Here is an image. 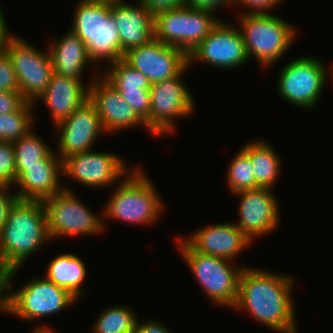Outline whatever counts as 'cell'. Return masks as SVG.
I'll list each match as a JSON object with an SVG mask.
<instances>
[{
  "label": "cell",
  "instance_id": "6da1fadb",
  "mask_svg": "<svg viewBox=\"0 0 333 333\" xmlns=\"http://www.w3.org/2000/svg\"><path fill=\"white\" fill-rule=\"evenodd\" d=\"M294 278L261 268L245 266L239 277L235 310L248 311L274 332L297 333L292 298Z\"/></svg>",
  "mask_w": 333,
  "mask_h": 333
},
{
  "label": "cell",
  "instance_id": "7a4b0ae2",
  "mask_svg": "<svg viewBox=\"0 0 333 333\" xmlns=\"http://www.w3.org/2000/svg\"><path fill=\"white\" fill-rule=\"evenodd\" d=\"M42 201L18 200L0 232V277L22 267L42 245L50 241Z\"/></svg>",
  "mask_w": 333,
  "mask_h": 333
},
{
  "label": "cell",
  "instance_id": "3957f363",
  "mask_svg": "<svg viewBox=\"0 0 333 333\" xmlns=\"http://www.w3.org/2000/svg\"><path fill=\"white\" fill-rule=\"evenodd\" d=\"M18 270L19 268L11 270L0 277V311L3 313L31 322L60 313L78 301L70 292L58 287L45 276L32 278L20 289L11 291L14 281L12 278L14 279Z\"/></svg>",
  "mask_w": 333,
  "mask_h": 333
},
{
  "label": "cell",
  "instance_id": "277c9868",
  "mask_svg": "<svg viewBox=\"0 0 333 333\" xmlns=\"http://www.w3.org/2000/svg\"><path fill=\"white\" fill-rule=\"evenodd\" d=\"M70 30L85 44L93 65L123 59L120 35L112 15V1L80 0Z\"/></svg>",
  "mask_w": 333,
  "mask_h": 333
},
{
  "label": "cell",
  "instance_id": "5b68a950",
  "mask_svg": "<svg viewBox=\"0 0 333 333\" xmlns=\"http://www.w3.org/2000/svg\"><path fill=\"white\" fill-rule=\"evenodd\" d=\"M143 169L134 167L116 185L103 208L104 219L124 221L129 224L152 225L163 213L164 202L155 184Z\"/></svg>",
  "mask_w": 333,
  "mask_h": 333
},
{
  "label": "cell",
  "instance_id": "8992f818",
  "mask_svg": "<svg viewBox=\"0 0 333 333\" xmlns=\"http://www.w3.org/2000/svg\"><path fill=\"white\" fill-rule=\"evenodd\" d=\"M176 238L178 251L205 296L217 306L234 307L238 297L239 277L244 267L231 265L232 261L228 259L202 254L183 237Z\"/></svg>",
  "mask_w": 333,
  "mask_h": 333
},
{
  "label": "cell",
  "instance_id": "52a82bcc",
  "mask_svg": "<svg viewBox=\"0 0 333 333\" xmlns=\"http://www.w3.org/2000/svg\"><path fill=\"white\" fill-rule=\"evenodd\" d=\"M238 20L248 59L255 57L262 67L281 59L297 36L296 27L272 13L239 15Z\"/></svg>",
  "mask_w": 333,
  "mask_h": 333
},
{
  "label": "cell",
  "instance_id": "ba28073f",
  "mask_svg": "<svg viewBox=\"0 0 333 333\" xmlns=\"http://www.w3.org/2000/svg\"><path fill=\"white\" fill-rule=\"evenodd\" d=\"M63 186L55 195L42 202L46 211L48 234L50 239L98 235L105 229L104 218L93 213L76 194Z\"/></svg>",
  "mask_w": 333,
  "mask_h": 333
},
{
  "label": "cell",
  "instance_id": "9c48e42d",
  "mask_svg": "<svg viewBox=\"0 0 333 333\" xmlns=\"http://www.w3.org/2000/svg\"><path fill=\"white\" fill-rule=\"evenodd\" d=\"M214 14L186 6L160 12L154 16V39L189 55L219 22Z\"/></svg>",
  "mask_w": 333,
  "mask_h": 333
},
{
  "label": "cell",
  "instance_id": "30bf717a",
  "mask_svg": "<svg viewBox=\"0 0 333 333\" xmlns=\"http://www.w3.org/2000/svg\"><path fill=\"white\" fill-rule=\"evenodd\" d=\"M325 67L321 59L309 55L288 62L279 71L276 87L279 96L300 109H315L328 81Z\"/></svg>",
  "mask_w": 333,
  "mask_h": 333
},
{
  "label": "cell",
  "instance_id": "8fae6325",
  "mask_svg": "<svg viewBox=\"0 0 333 333\" xmlns=\"http://www.w3.org/2000/svg\"><path fill=\"white\" fill-rule=\"evenodd\" d=\"M191 66H187L178 76L154 83L150 88V134L158 137L175 132V120L191 116L195 101L182 76Z\"/></svg>",
  "mask_w": 333,
  "mask_h": 333
},
{
  "label": "cell",
  "instance_id": "7c38bea8",
  "mask_svg": "<svg viewBox=\"0 0 333 333\" xmlns=\"http://www.w3.org/2000/svg\"><path fill=\"white\" fill-rule=\"evenodd\" d=\"M14 34L7 45L6 54L15 70V76L22 97L35 102L45 91L54 74L48 48L40 51L30 42Z\"/></svg>",
  "mask_w": 333,
  "mask_h": 333
},
{
  "label": "cell",
  "instance_id": "4fadbf2b",
  "mask_svg": "<svg viewBox=\"0 0 333 333\" xmlns=\"http://www.w3.org/2000/svg\"><path fill=\"white\" fill-rule=\"evenodd\" d=\"M223 22L219 20L207 37L188 55L189 66L199 61L229 70L249 61L240 29Z\"/></svg>",
  "mask_w": 333,
  "mask_h": 333
},
{
  "label": "cell",
  "instance_id": "5bb4252c",
  "mask_svg": "<svg viewBox=\"0 0 333 333\" xmlns=\"http://www.w3.org/2000/svg\"><path fill=\"white\" fill-rule=\"evenodd\" d=\"M121 158L114 153L95 150L73 154L62 161V176H68L87 187H110L132 170L126 167Z\"/></svg>",
  "mask_w": 333,
  "mask_h": 333
},
{
  "label": "cell",
  "instance_id": "9a60e30c",
  "mask_svg": "<svg viewBox=\"0 0 333 333\" xmlns=\"http://www.w3.org/2000/svg\"><path fill=\"white\" fill-rule=\"evenodd\" d=\"M123 60L145 75L151 84L178 76L188 66V55L156 39L124 53Z\"/></svg>",
  "mask_w": 333,
  "mask_h": 333
},
{
  "label": "cell",
  "instance_id": "2e32d148",
  "mask_svg": "<svg viewBox=\"0 0 333 333\" xmlns=\"http://www.w3.org/2000/svg\"><path fill=\"white\" fill-rule=\"evenodd\" d=\"M54 127L57 133L60 131L58 150L55 152L62 161L73 154L93 150L97 138L105 133L97 109L90 100Z\"/></svg>",
  "mask_w": 333,
  "mask_h": 333
},
{
  "label": "cell",
  "instance_id": "e0dca14e",
  "mask_svg": "<svg viewBox=\"0 0 333 333\" xmlns=\"http://www.w3.org/2000/svg\"><path fill=\"white\" fill-rule=\"evenodd\" d=\"M270 188H257L234 193L239 196V219L235 223L251 241L268 235L279 224V203Z\"/></svg>",
  "mask_w": 333,
  "mask_h": 333
},
{
  "label": "cell",
  "instance_id": "ac0fdd59",
  "mask_svg": "<svg viewBox=\"0 0 333 333\" xmlns=\"http://www.w3.org/2000/svg\"><path fill=\"white\" fill-rule=\"evenodd\" d=\"M89 82V100L97 109L105 134L116 131L118 133L138 126L148 131L146 123L102 75L99 77L96 74Z\"/></svg>",
  "mask_w": 333,
  "mask_h": 333
},
{
  "label": "cell",
  "instance_id": "d6986e66",
  "mask_svg": "<svg viewBox=\"0 0 333 333\" xmlns=\"http://www.w3.org/2000/svg\"><path fill=\"white\" fill-rule=\"evenodd\" d=\"M60 175L62 159L53 151L41 164L25 165L16 176L14 186L19 191L15 193L19 200L43 201L63 189Z\"/></svg>",
  "mask_w": 333,
  "mask_h": 333
},
{
  "label": "cell",
  "instance_id": "ffe728a7",
  "mask_svg": "<svg viewBox=\"0 0 333 333\" xmlns=\"http://www.w3.org/2000/svg\"><path fill=\"white\" fill-rule=\"evenodd\" d=\"M198 228L184 238L196 251L233 261L252 242L234 223H216Z\"/></svg>",
  "mask_w": 333,
  "mask_h": 333
},
{
  "label": "cell",
  "instance_id": "44dd1931",
  "mask_svg": "<svg viewBox=\"0 0 333 333\" xmlns=\"http://www.w3.org/2000/svg\"><path fill=\"white\" fill-rule=\"evenodd\" d=\"M112 15L123 54L154 39V16L139 0L134 6L124 1H112Z\"/></svg>",
  "mask_w": 333,
  "mask_h": 333
},
{
  "label": "cell",
  "instance_id": "7402d4cb",
  "mask_svg": "<svg viewBox=\"0 0 333 333\" xmlns=\"http://www.w3.org/2000/svg\"><path fill=\"white\" fill-rule=\"evenodd\" d=\"M89 85L90 83L85 86L83 79H73L54 73L47 88L34 104L42 100L49 108L51 120L55 125L89 100Z\"/></svg>",
  "mask_w": 333,
  "mask_h": 333
},
{
  "label": "cell",
  "instance_id": "603a6c76",
  "mask_svg": "<svg viewBox=\"0 0 333 333\" xmlns=\"http://www.w3.org/2000/svg\"><path fill=\"white\" fill-rule=\"evenodd\" d=\"M50 41L48 52L54 73L73 79H82L85 68L90 61L83 41L71 30L66 35Z\"/></svg>",
  "mask_w": 333,
  "mask_h": 333
},
{
  "label": "cell",
  "instance_id": "cb8c5ba5",
  "mask_svg": "<svg viewBox=\"0 0 333 333\" xmlns=\"http://www.w3.org/2000/svg\"><path fill=\"white\" fill-rule=\"evenodd\" d=\"M45 277L58 287L66 289L77 299L83 294L87 275L85 263L73 253L60 254L53 258L46 269Z\"/></svg>",
  "mask_w": 333,
  "mask_h": 333
},
{
  "label": "cell",
  "instance_id": "d4e9b609",
  "mask_svg": "<svg viewBox=\"0 0 333 333\" xmlns=\"http://www.w3.org/2000/svg\"><path fill=\"white\" fill-rule=\"evenodd\" d=\"M272 147L263 139H254L241 148L250 157L255 182L260 188L273 189L280 174L281 158Z\"/></svg>",
  "mask_w": 333,
  "mask_h": 333
},
{
  "label": "cell",
  "instance_id": "484cf974",
  "mask_svg": "<svg viewBox=\"0 0 333 333\" xmlns=\"http://www.w3.org/2000/svg\"><path fill=\"white\" fill-rule=\"evenodd\" d=\"M108 66L102 77L120 93L150 92L149 79L123 59Z\"/></svg>",
  "mask_w": 333,
  "mask_h": 333
},
{
  "label": "cell",
  "instance_id": "4316f807",
  "mask_svg": "<svg viewBox=\"0 0 333 333\" xmlns=\"http://www.w3.org/2000/svg\"><path fill=\"white\" fill-rule=\"evenodd\" d=\"M137 314L127 305L107 307L99 313L92 333H136Z\"/></svg>",
  "mask_w": 333,
  "mask_h": 333
},
{
  "label": "cell",
  "instance_id": "83f0119b",
  "mask_svg": "<svg viewBox=\"0 0 333 333\" xmlns=\"http://www.w3.org/2000/svg\"><path fill=\"white\" fill-rule=\"evenodd\" d=\"M12 143L15 150L16 176L25 169V165L41 164V160L54 151L33 129Z\"/></svg>",
  "mask_w": 333,
  "mask_h": 333
},
{
  "label": "cell",
  "instance_id": "f1b7e54d",
  "mask_svg": "<svg viewBox=\"0 0 333 333\" xmlns=\"http://www.w3.org/2000/svg\"><path fill=\"white\" fill-rule=\"evenodd\" d=\"M34 105L26 101L17 111L0 114V141L14 142L34 129Z\"/></svg>",
  "mask_w": 333,
  "mask_h": 333
},
{
  "label": "cell",
  "instance_id": "f546056e",
  "mask_svg": "<svg viewBox=\"0 0 333 333\" xmlns=\"http://www.w3.org/2000/svg\"><path fill=\"white\" fill-rule=\"evenodd\" d=\"M227 168L226 182L233 194L260 188L255 182L250 157L241 148Z\"/></svg>",
  "mask_w": 333,
  "mask_h": 333
},
{
  "label": "cell",
  "instance_id": "4dcf8cb0",
  "mask_svg": "<svg viewBox=\"0 0 333 333\" xmlns=\"http://www.w3.org/2000/svg\"><path fill=\"white\" fill-rule=\"evenodd\" d=\"M16 181L15 150L12 142L0 141V186H14Z\"/></svg>",
  "mask_w": 333,
  "mask_h": 333
},
{
  "label": "cell",
  "instance_id": "1f68e13d",
  "mask_svg": "<svg viewBox=\"0 0 333 333\" xmlns=\"http://www.w3.org/2000/svg\"><path fill=\"white\" fill-rule=\"evenodd\" d=\"M120 95L146 123L150 133V92L120 93Z\"/></svg>",
  "mask_w": 333,
  "mask_h": 333
},
{
  "label": "cell",
  "instance_id": "d6a6232c",
  "mask_svg": "<svg viewBox=\"0 0 333 333\" xmlns=\"http://www.w3.org/2000/svg\"><path fill=\"white\" fill-rule=\"evenodd\" d=\"M0 90L19 92L15 70L6 52L0 54Z\"/></svg>",
  "mask_w": 333,
  "mask_h": 333
},
{
  "label": "cell",
  "instance_id": "836d02e7",
  "mask_svg": "<svg viewBox=\"0 0 333 333\" xmlns=\"http://www.w3.org/2000/svg\"><path fill=\"white\" fill-rule=\"evenodd\" d=\"M283 0H234V4H238L239 6H245L248 10L243 11V13L240 11L239 15L249 14V15H255V14H270V10H273L275 7H278L277 5H280V3Z\"/></svg>",
  "mask_w": 333,
  "mask_h": 333
},
{
  "label": "cell",
  "instance_id": "e575fe53",
  "mask_svg": "<svg viewBox=\"0 0 333 333\" xmlns=\"http://www.w3.org/2000/svg\"><path fill=\"white\" fill-rule=\"evenodd\" d=\"M10 187L11 186H0V232L7 221L10 209L19 200L16 193L10 191L13 187Z\"/></svg>",
  "mask_w": 333,
  "mask_h": 333
},
{
  "label": "cell",
  "instance_id": "d590c367",
  "mask_svg": "<svg viewBox=\"0 0 333 333\" xmlns=\"http://www.w3.org/2000/svg\"><path fill=\"white\" fill-rule=\"evenodd\" d=\"M26 100L20 92H8L0 90V114H8L17 111Z\"/></svg>",
  "mask_w": 333,
  "mask_h": 333
},
{
  "label": "cell",
  "instance_id": "8d00e7d4",
  "mask_svg": "<svg viewBox=\"0 0 333 333\" xmlns=\"http://www.w3.org/2000/svg\"><path fill=\"white\" fill-rule=\"evenodd\" d=\"M149 12L156 14L184 6L185 0H139Z\"/></svg>",
  "mask_w": 333,
  "mask_h": 333
},
{
  "label": "cell",
  "instance_id": "74e56055",
  "mask_svg": "<svg viewBox=\"0 0 333 333\" xmlns=\"http://www.w3.org/2000/svg\"><path fill=\"white\" fill-rule=\"evenodd\" d=\"M230 4L233 6L234 0H185L184 6L214 13L225 5L230 7Z\"/></svg>",
  "mask_w": 333,
  "mask_h": 333
},
{
  "label": "cell",
  "instance_id": "f35d334b",
  "mask_svg": "<svg viewBox=\"0 0 333 333\" xmlns=\"http://www.w3.org/2000/svg\"><path fill=\"white\" fill-rule=\"evenodd\" d=\"M136 333H173L168 326L155 320L139 321L136 323Z\"/></svg>",
  "mask_w": 333,
  "mask_h": 333
},
{
  "label": "cell",
  "instance_id": "ab89813d",
  "mask_svg": "<svg viewBox=\"0 0 333 333\" xmlns=\"http://www.w3.org/2000/svg\"><path fill=\"white\" fill-rule=\"evenodd\" d=\"M2 7V5H0ZM0 7V54H3L6 52V48L8 45V42L10 38L14 35L9 33L6 18L3 14V8Z\"/></svg>",
  "mask_w": 333,
  "mask_h": 333
},
{
  "label": "cell",
  "instance_id": "60d3db41",
  "mask_svg": "<svg viewBox=\"0 0 333 333\" xmlns=\"http://www.w3.org/2000/svg\"><path fill=\"white\" fill-rule=\"evenodd\" d=\"M35 333H56L54 330L48 329V326L39 325L38 327H35Z\"/></svg>",
  "mask_w": 333,
  "mask_h": 333
},
{
  "label": "cell",
  "instance_id": "b9f144b4",
  "mask_svg": "<svg viewBox=\"0 0 333 333\" xmlns=\"http://www.w3.org/2000/svg\"><path fill=\"white\" fill-rule=\"evenodd\" d=\"M107 1H124V0H107Z\"/></svg>",
  "mask_w": 333,
  "mask_h": 333
}]
</instances>
